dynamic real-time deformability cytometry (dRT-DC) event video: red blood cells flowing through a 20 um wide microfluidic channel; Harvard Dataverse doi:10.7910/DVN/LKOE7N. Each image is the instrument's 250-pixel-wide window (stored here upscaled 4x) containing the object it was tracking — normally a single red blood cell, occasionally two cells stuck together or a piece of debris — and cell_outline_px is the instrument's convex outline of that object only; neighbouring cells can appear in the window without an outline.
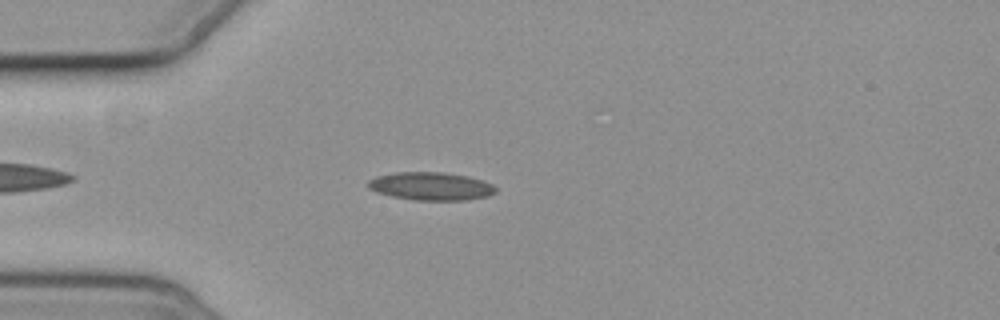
{"species": "common noctule bat (a hibernating species)", "species_latin": "Nyctalus noctula", "temperature_condition": "cold", "stored_images_in_passage": 6, "camera_frame_rate_fps": 3000, "um_per_image_px": 0.085, "animal": {"sex": "female", "body_mass_g": 19.3, "forearm_length_mm": 54.1}, "frame": {"image": 1, "passage_image": 3, "time_ms": 2.333, "image_size_px": [1000, 320], "cell_outline_px": [[496, 192], [488, 196], [464, 200], [416, 200], [392, 196], [376, 192], [368, 188], [368, 180], [376, 176], [396, 172], [444, 172], [468, 176], [484, 180], [492, 184], [496, 188]], "centroid_in_image_um": [36.63, 15.82], "position_along_channel_um": 48.4, "area_um2": 20.92}}
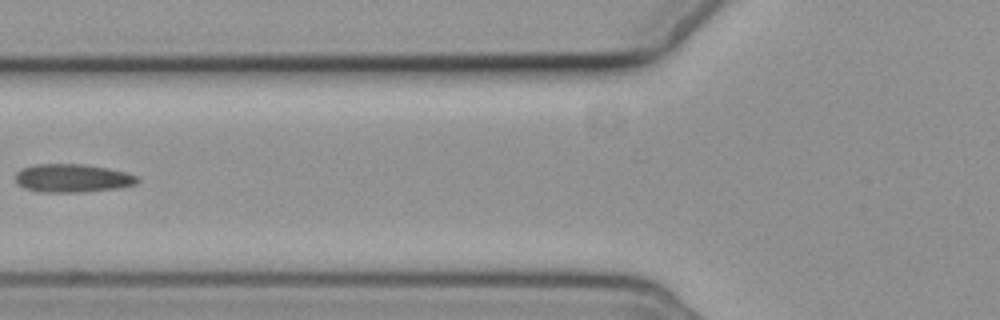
{"frame": {"image": 2, "passage_image": 5, "time_ms": 4.667, "image_size_px": [1000, 320], "cell_outline_px": [[140, 180], [136, 184], [116, 188], [84, 192], [40, 192], [24, 188], [16, 184], [16, 172], [20, 168], [36, 164], [84, 164], [108, 168], [124, 172], [136, 176]], "centroid_in_image_um": [6.11, 15.14], "position_along_channel_um": 119.7, "area_um2": 20.17}}
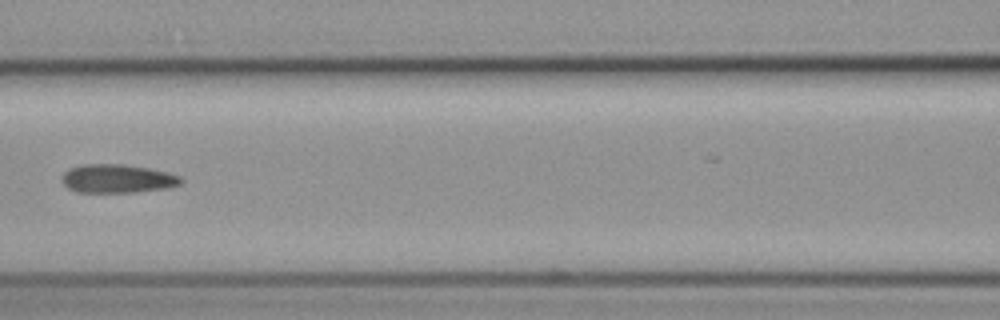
{"frame": {"image": 3, "passage_image": 6, "time_ms": 5.667, "image_size_px": [1000, 320], "cell_outline_px": [[184, 180], [180, 184], [168, 188], [136, 192], [76, 192], [68, 188], [60, 180], [60, 176], [68, 168], [84, 164], [124, 164], [148, 168], [168, 172], [180, 176]], "centroid_in_image_um": [9.96, 15.18], "position_along_channel_um": 156.6, "area_um2": 20.06}}